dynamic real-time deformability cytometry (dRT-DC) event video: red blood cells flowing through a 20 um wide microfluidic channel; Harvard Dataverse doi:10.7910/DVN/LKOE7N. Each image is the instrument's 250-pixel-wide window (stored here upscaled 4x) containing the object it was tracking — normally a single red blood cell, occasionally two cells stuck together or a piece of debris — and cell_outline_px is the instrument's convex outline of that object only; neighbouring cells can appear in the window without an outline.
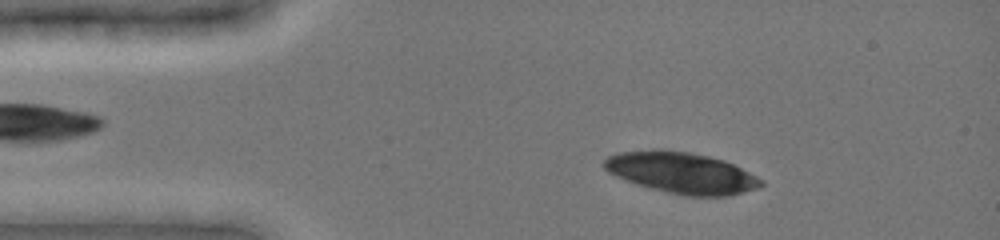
{"species": "common noctule bat (a hibernating species)", "species_latin": "Nyctalus noctula", "temperature_condition": "cold", "stored_images_in_passage": 46, "camera_frame_rate_fps": 3000, "um_per_image_px": 0.085, "animal": {"sex": "female", "body_mass_g": 19.0, "forearm_length_mm": 51.5}, "frame": {"image": 1, "passage_image": 7, "time_ms": 2.0, "image_size_px": [1000, 240], "cell_outline_px": [[764, 184], [756, 188], [728, 196], [684, 196], [648, 188], [636, 184], [616, 176], [608, 172], [604, 168], [604, 160], [608, 156], [616, 152], [652, 148], [660, 148], [688, 152], [708, 156], [724, 160], [764, 180]], "centroid_in_image_um": [57.87, 14.67], "position_along_channel_um": 27.1, "area_um2": 37.92}}